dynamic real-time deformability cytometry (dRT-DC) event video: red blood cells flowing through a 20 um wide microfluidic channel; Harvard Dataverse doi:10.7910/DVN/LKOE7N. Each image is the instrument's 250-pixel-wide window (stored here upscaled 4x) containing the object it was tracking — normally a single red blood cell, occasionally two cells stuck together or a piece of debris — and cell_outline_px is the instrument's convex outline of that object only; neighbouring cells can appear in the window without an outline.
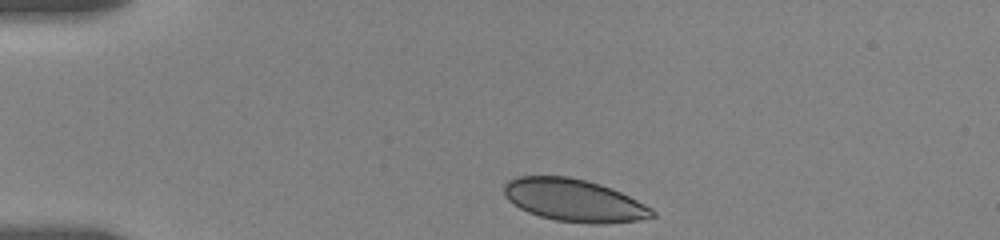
{"species": "human", "species_latin": "Homo sapiens", "temperature_condition": "room temperature", "stored_images_in_passage": 22, "camera_frame_rate_fps": 3000, "um_per_image_px": 0.085, "donor": {"sex": "female"}, "frame": {"image": 1, "passage_image": 1, "time_ms": 0.0, "image_size_px": [1000, 240], "cell_outline_px": [[656, 216], [640, 220], [604, 224], [588, 224], [556, 220], [540, 216], [528, 212], [520, 208], [508, 200], [504, 196], [504, 184], [508, 180], [516, 176], [568, 176], [588, 180], [612, 188], [652, 208], [656, 212]], "centroid_in_image_um": [48.79, 17.03], "position_along_channel_um": 36.2, "area_um2": 36.88}}
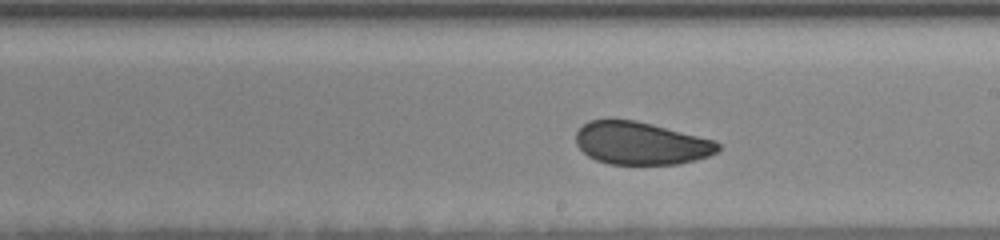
{"frame": {"image": 2, "passage_image": 13, "time_ms": 7.0, "image_size_px": [1000, 240], "cell_outline_px": [[720, 148], [716, 152], [708, 156], [696, 160], [676, 164], [608, 164], [596, 160], [588, 156], [576, 144], [576, 132], [588, 120], [636, 120], [716, 140], [720, 144]], "centroid_in_image_um": [54.49, 12.18], "position_along_channel_um": 234.5, "area_um2": 35.32}}
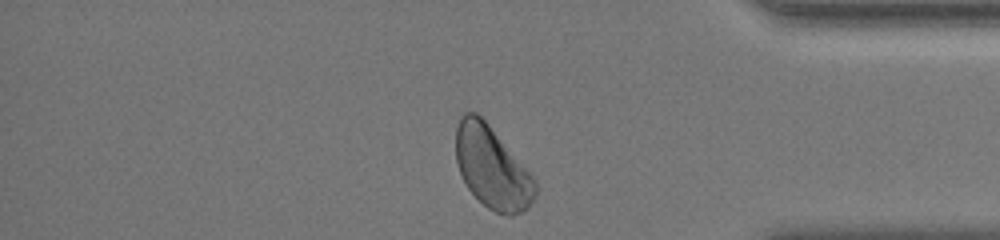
{"frame": {"image": 3, "passage_image": 22, "time_ms": 12.0, "image_size_px": [1000, 240], "cell_outline_px": [[536, 196], [528, 208], [512, 216], [508, 216], [496, 212], [488, 208], [468, 188], [460, 172], [456, 160], [456, 128], [460, 116], [464, 112], [476, 112], [488, 124], [536, 180]], "centroid_in_image_um": [41.83, 14.25], "position_along_channel_um": 393.4, "area_um2": 37.45}, "authors_computed_cell_mechanics": {"area_um2": 36.7608, "velocity_mm_per_s": 3.5204, "shape_relaxation_time_tau1_ms": 5.9118, "shape_relaxation_time_tau2_ms": null, "deformation_change_tau1": 0.0763, "deformation_change_tau2": null}}